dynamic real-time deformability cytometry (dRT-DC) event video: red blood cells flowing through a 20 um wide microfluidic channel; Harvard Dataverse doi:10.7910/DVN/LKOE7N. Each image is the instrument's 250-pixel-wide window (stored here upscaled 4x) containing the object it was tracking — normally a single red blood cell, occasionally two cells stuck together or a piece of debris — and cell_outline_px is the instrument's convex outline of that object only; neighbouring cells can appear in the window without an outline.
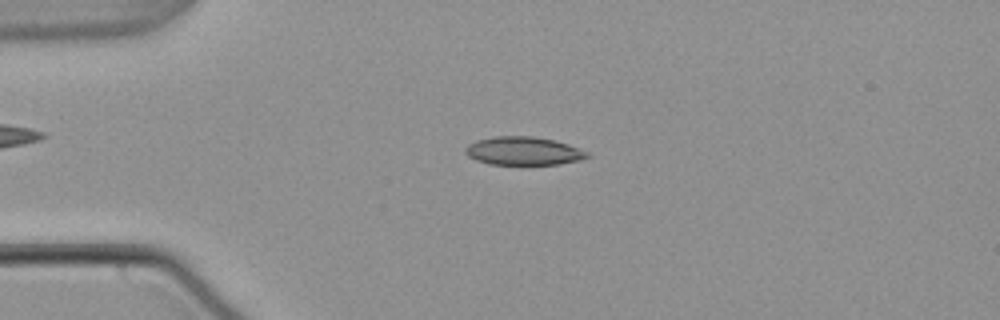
{"species": "common noctule bat (a hibernating species)", "species_latin": "Nyctalus noctula", "temperature_condition": "warm", "stored_images_in_passage": 54, "camera_frame_rate_fps": 3000, "um_per_image_px": 0.085, "animal": {"sex": "male", "body_mass_g": 21.5, "forearm_length_mm": 52.0}, "frame": {"image": 1, "passage_image": 13, "time_ms": 4.0, "image_size_px": [1000, 320], "cell_outline_px": [[592, 156], [580, 160], [560, 164], [488, 164], [476, 160], [468, 156], [464, 152], [464, 148], [468, 144], [476, 140], [496, 136], [532, 136], [552, 140], [568, 144], [588, 152]], "centroid_in_image_um": [44.47, 12.83], "position_along_channel_um": 40.5, "area_um2": 20.11}}
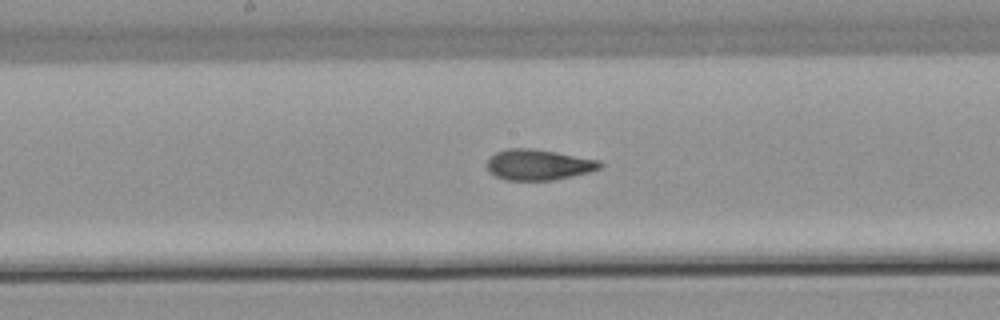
{"frame": {"image": 2, "passage_image": 28, "time_ms": 9.0, "image_size_px": [1000, 320], "cell_outline_px": [[604, 164], [600, 168], [588, 172], [552, 180], [504, 180], [488, 172], [488, 160], [496, 152], [508, 148], [532, 148], [556, 152], [600, 160]], "centroid_in_image_um": [45.77, 14.0], "position_along_channel_um": 202.4, "area_um2": 20.11}}
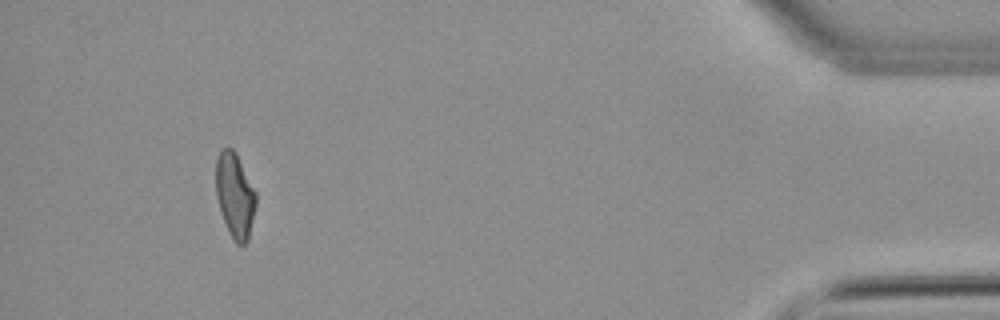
{"frame": {"image": 3, "passage_image": 50, "time_ms": 16.333, "image_size_px": [1000, 320], "cell_outline_px": [[256, 204], [248, 240], [244, 244], [236, 244], [232, 240], [228, 232], [216, 196], [216, 160], [220, 152], [224, 148], [232, 148], [236, 152], [256, 192]], "centroid_in_image_um": [19.97, 16.62], "position_along_channel_um": 415.2, "area_um2": 19.71}, "authors_computed_cell_mechanics": {"area_um2": 20.0566, "velocity_mm_per_s": 3.824, "shape_relaxation_time_tau1_ms": 7.1776, "shape_relaxation_time_tau2_ms": 1.9662, "deformation_change_tau1": 0.1907, "deformation_change_tau2": 0.0841}}